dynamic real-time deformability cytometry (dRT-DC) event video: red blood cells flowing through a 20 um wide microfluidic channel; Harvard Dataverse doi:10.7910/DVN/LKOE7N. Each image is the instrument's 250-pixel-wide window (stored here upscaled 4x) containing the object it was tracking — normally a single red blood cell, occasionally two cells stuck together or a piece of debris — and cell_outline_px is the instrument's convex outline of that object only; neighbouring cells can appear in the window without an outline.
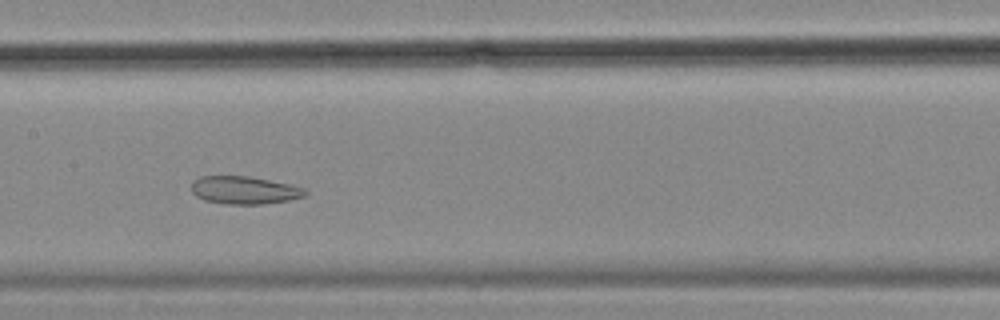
{"species": "common noctule bat (a hibernating species)", "species_latin": "Nyctalus noctula", "temperature_condition": "cold", "stored_images_in_passage": 54, "camera_frame_rate_fps": 3000, "um_per_image_px": 0.085, "animal": {"sex": "female", "body_mass_g": 18.4}, "frame": {"image": 1, "passage_image": 25, "time_ms": 8.0, "image_size_px": [1000, 320], "cell_outline_px": [[308, 196], [288, 200], [260, 204], [224, 204], [204, 200], [196, 196], [192, 192], [192, 180], [200, 176], [248, 176], [288, 184], [304, 188], [308, 192]], "centroid_in_image_um": [20.75, 16.16], "position_along_channel_um": 186.6, "area_um2": 18.44}}
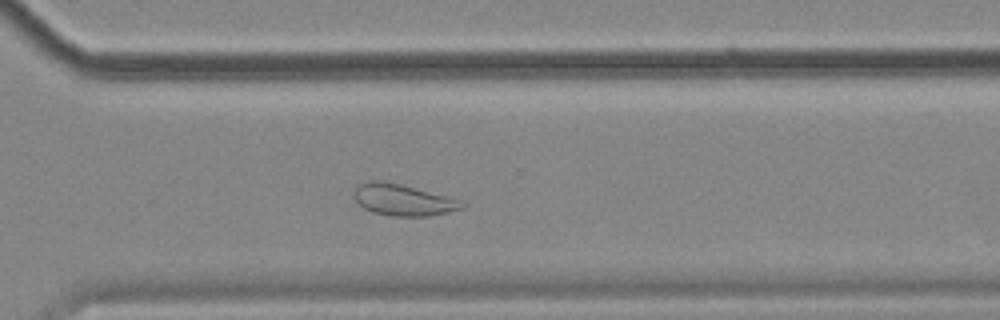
{"frame": {"image": 2, "passage_image": 38, "time_ms": 12.333, "image_size_px": [1000, 320], "cell_outline_px": [[468, 204], [464, 208], [448, 212], [428, 216], [392, 216], [372, 212], [364, 208], [356, 200], [352, 192], [356, 184], [364, 180], [380, 180], [400, 184], [464, 200]], "centroid_in_image_um": [34.26, 16.97], "position_along_channel_um": 336.3, "area_um2": 20.17}}
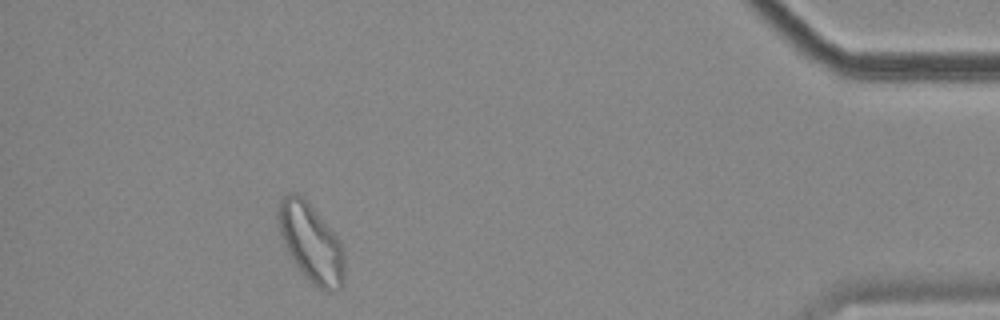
{"frame": {"image": 3, "passage_image": 49, "time_ms": 16.0, "image_size_px": [1000, 320], "cell_outline_px": [[344, 284], [340, 288], [328, 292], [312, 284], [296, 264], [288, 252], [276, 216], [276, 212], [280, 200], [284, 196], [292, 192], [296, 192], [316, 212], [336, 236], [344, 248]], "centroid_in_image_um": [26.45, 20.66], "position_along_channel_um": 408.7, "area_um2": 29.59}, "authors_computed_cell_mechanics": {"area_um2": 25.6632, "velocity_mm_per_s": 3.455, "shape_relaxation_time_tau1_ms": null, "shape_relaxation_time_tau2_ms": 3.4407, "deformation_change_tau1": null, "deformation_change_tau2": 0.1029}}